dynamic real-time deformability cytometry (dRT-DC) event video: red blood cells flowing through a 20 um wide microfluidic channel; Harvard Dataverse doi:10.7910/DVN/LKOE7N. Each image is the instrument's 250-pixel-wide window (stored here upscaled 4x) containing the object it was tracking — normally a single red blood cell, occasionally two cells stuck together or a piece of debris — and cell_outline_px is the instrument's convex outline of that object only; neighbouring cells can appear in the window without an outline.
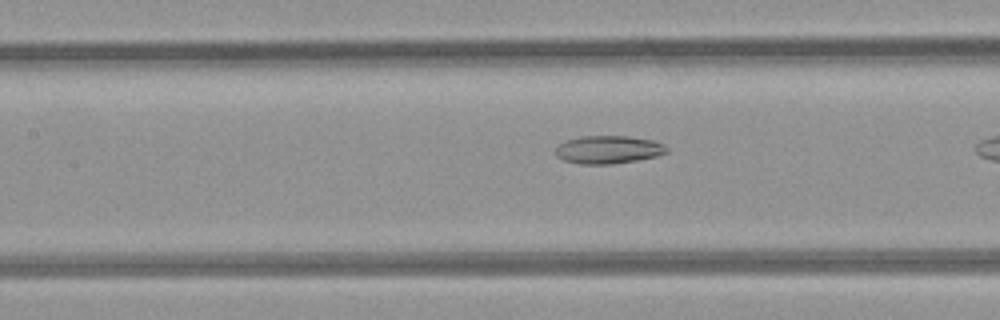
{"species": "common noctule bat (a hibernating species)", "species_latin": "Nyctalus noctula", "temperature_condition": "room temperature", "stored_images_in_passage": 11, "camera_frame_rate_fps": 3000, "um_per_image_px": 0.085, "animal": {"sex": "female", "body_mass_g": 21.9}, "frame": {"image": 1, "passage_image": 10, "time_ms": 3.0, "image_size_px": [1000, 320], "cell_outline_px": [[668, 152], [656, 156], [636, 160], [612, 164], [580, 164], [564, 160], [556, 156], [556, 148], [560, 144], [568, 140], [580, 136], [628, 136], [652, 140], [664, 144], [668, 148]], "centroid_in_image_um": [51.72, 12.72], "position_along_channel_um": 155.7, "area_um2": 18.03}}